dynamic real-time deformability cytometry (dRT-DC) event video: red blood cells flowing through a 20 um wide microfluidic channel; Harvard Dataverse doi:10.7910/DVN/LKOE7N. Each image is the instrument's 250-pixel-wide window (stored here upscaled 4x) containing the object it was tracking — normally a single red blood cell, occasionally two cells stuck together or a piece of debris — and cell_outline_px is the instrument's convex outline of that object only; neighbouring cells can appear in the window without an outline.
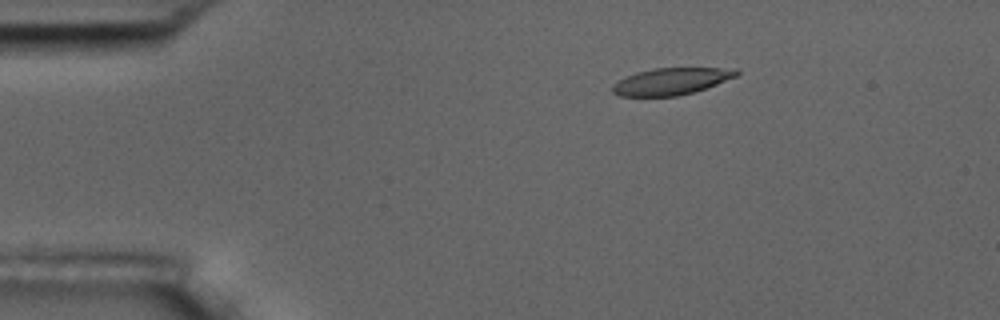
{"species": "common noctule bat (a hibernating species)", "species_latin": "Nyctalus noctula", "temperature_condition": "room temperature", "stored_images_in_passage": 55, "camera_frame_rate_fps": 3000, "um_per_image_px": 0.085, "animal": {"sex": "male", "body_mass_g": 17.5, "forearm_length_mm": 52.3}, "frame": {"image": 1, "passage_image": 10, "time_ms": 3.0, "image_size_px": [1000, 320], "cell_outline_px": [[740, 72], [736, 76], [716, 84], [692, 92], [676, 96], [620, 96], [612, 92], [612, 84], [636, 72], [652, 68], [736, 68]], "centroid_in_image_um": [57.04, 6.9], "position_along_channel_um": 28.0, "area_um2": 19.19}}
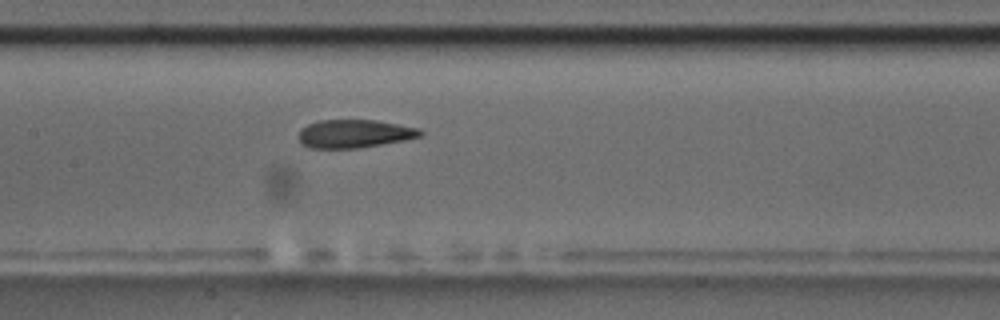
{"frame": {"image": 2, "passage_image": 27, "time_ms": 8.667, "image_size_px": [1000, 320], "cell_outline_px": [[424, 132], [420, 136], [404, 140], [356, 148], [308, 148], [300, 144], [296, 136], [300, 128], [308, 124], [320, 120], [376, 120], [420, 128]], "centroid_in_image_um": [30.05, 11.36], "position_along_channel_um": 177.3, "area_um2": 20.17}}
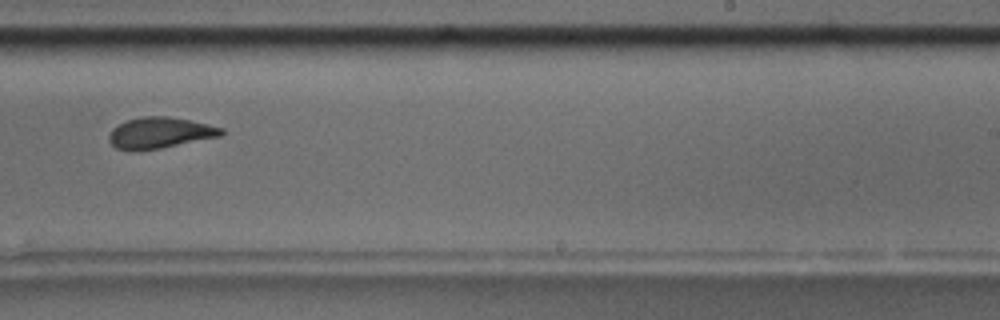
{"frame": {"image": 3, "passage_image": 35, "time_ms": 11.333, "image_size_px": [1000, 320], "cell_outline_px": [[224, 136], [160, 148], [136, 152], [128, 152], [116, 148], [108, 140], [108, 136], [112, 128], [128, 120], [140, 116], [168, 116], [208, 124], [224, 128]], "centroid_in_image_um": [13.59, 11.31], "position_along_channel_um": 275.4, "area_um2": 20.69}, "authors_computed_cell_mechanics": {"area_um2": 20.6346, "velocity_mm_per_s": 3.6918, "shape_relaxation_time_tau1_ms": 7.048, "shape_relaxation_time_tau2_ms": 2.1598, "deformation_change_tau1": 0.2099, "deformation_change_tau2": 0.0916}}